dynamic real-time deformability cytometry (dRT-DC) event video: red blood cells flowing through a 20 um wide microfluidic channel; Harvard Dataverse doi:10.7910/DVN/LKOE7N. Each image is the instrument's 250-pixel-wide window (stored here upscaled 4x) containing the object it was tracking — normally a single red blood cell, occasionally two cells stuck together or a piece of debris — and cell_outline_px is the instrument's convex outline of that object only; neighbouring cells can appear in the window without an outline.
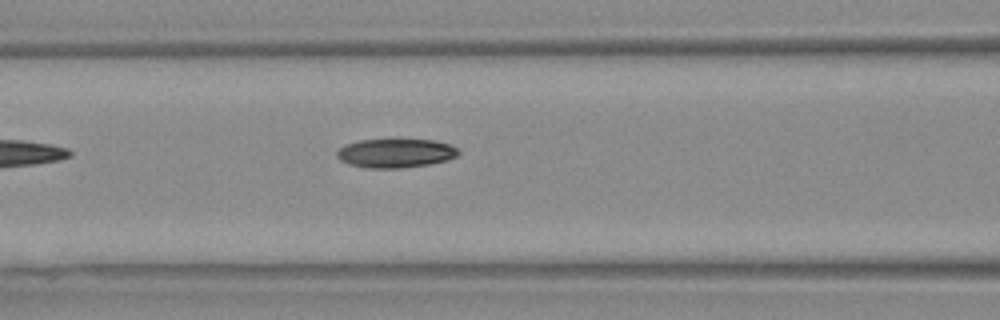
{"species": "Egyptian fruit bat (a non-hibernating species)", "species_latin": "Rousettus aegyptiacus", "temperature_condition": "warm", "stored_images_in_passage": 3, "camera_frame_rate_fps": 3000, "um_per_image_px": 0.085, "animal": {"sex": "female"}, "frame": {"image": 1, "passage_image": 3, "time_ms": 0.667, "image_size_px": [1000, 320], "cell_outline_px": [[460, 152], [456, 156], [448, 160], [428, 164], [400, 168], [368, 168], [348, 164], [340, 160], [336, 156], [336, 152], [344, 144], [360, 140], [432, 140], [448, 144], [456, 148]], "centroid_in_image_um": [33.58, 13.02], "position_along_channel_um": 133.0, "area_um2": 20.35}}